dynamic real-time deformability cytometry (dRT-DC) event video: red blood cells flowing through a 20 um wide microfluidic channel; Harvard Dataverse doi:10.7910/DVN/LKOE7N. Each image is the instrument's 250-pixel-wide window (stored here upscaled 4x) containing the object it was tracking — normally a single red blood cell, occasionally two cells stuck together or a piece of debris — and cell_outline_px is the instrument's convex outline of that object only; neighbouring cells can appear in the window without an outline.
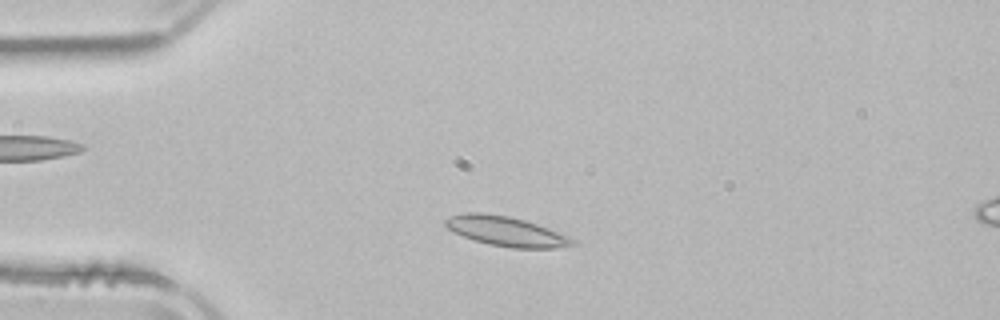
{"species": "common noctule bat (a hibernating species)", "species_latin": "Nyctalus noctula", "temperature_condition": "room temperature", "stored_images_in_passage": 2, "camera_frame_rate_fps": 3000, "um_per_image_px": 0.085, "animal": {"sex": "male", "body_mass_g": 21.5, "forearm_length_mm": 52.0}, "frame": {"image": 1, "passage_image": 1, "time_ms": 0.0, "image_size_px": [1000, 320], "cell_outline_px": [[576, 244], [556, 248], [512, 248], [488, 244], [464, 236], [448, 228], [444, 224], [444, 220], [448, 216], [464, 212], [480, 212], [508, 216], [524, 220], [548, 228], [568, 236], [576, 240]], "centroid_in_image_um": [43.01, 19.65], "position_along_channel_um": 42.0, "area_um2": 21.85}}